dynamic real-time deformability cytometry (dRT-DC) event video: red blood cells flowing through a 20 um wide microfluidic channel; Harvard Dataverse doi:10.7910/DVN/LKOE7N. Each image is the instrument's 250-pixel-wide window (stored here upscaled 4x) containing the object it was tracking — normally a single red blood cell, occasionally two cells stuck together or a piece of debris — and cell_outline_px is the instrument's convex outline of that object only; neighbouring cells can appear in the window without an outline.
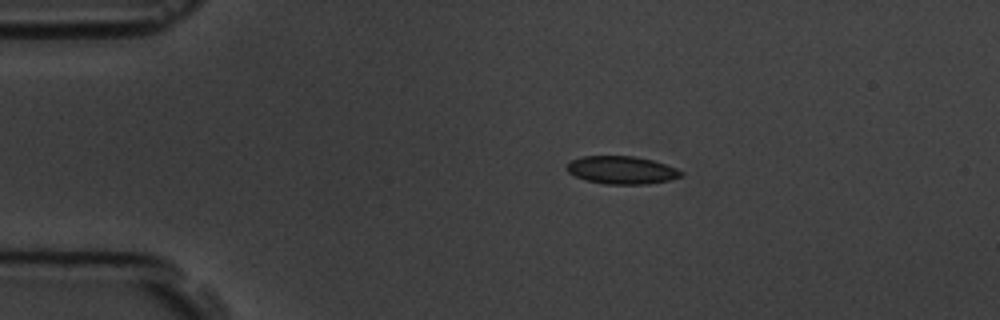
{"species": "common noctule bat (a hibernating species)", "species_latin": "Nyctalus noctula", "temperature_condition": "room temperature", "stored_images_in_passage": 5, "camera_frame_rate_fps": 3000, "um_per_image_px": 0.085, "animal": {"sex": "male", "body_mass_g": 19.5, "forearm_length_mm": 54.6}, "frame": {"image": 1, "passage_image": 1, "time_ms": 0.0, "image_size_px": [1000, 320], "cell_outline_px": [[684, 172], [680, 176], [668, 180], [644, 184], [604, 184], [588, 180], [576, 176], [568, 172], [564, 168], [572, 160], [584, 156], [632, 156], [652, 160], [676, 168]], "centroid_in_image_um": [52.82, 14.45], "position_along_channel_um": 32.2, "area_um2": 18.26}}
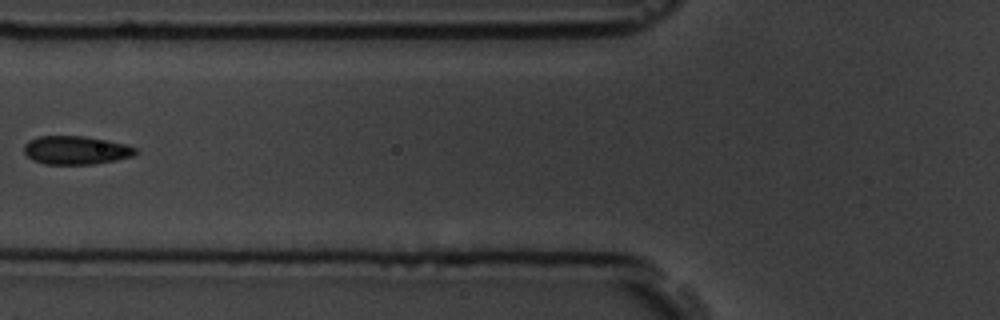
{"frame": {"image": 2, "passage_image": 4, "time_ms": 3.667, "image_size_px": [1000, 320], "cell_outline_px": [[136, 152], [132, 156], [116, 160], [92, 164], [44, 164], [32, 160], [24, 152], [24, 144], [28, 140], [40, 136], [84, 136], [108, 140], [124, 144], [136, 148]], "centroid_in_image_um": [6.42, 12.76], "position_along_channel_um": 119.4, "area_um2": 18.44}}
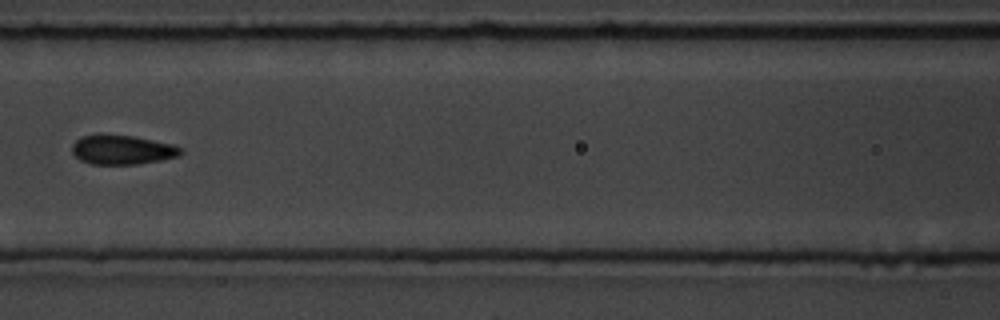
{"frame": {"image": 3, "passage_image": 5, "time_ms": 4.667, "image_size_px": [1000, 320], "cell_outline_px": [[184, 152], [180, 156], [160, 160], [136, 164], [92, 164], [80, 160], [72, 152], [72, 144], [76, 140], [84, 136], [100, 132], [132, 136], [172, 144], [180, 148]], "centroid_in_image_um": [10.36, 12.71], "position_along_channel_um": 156.2, "area_um2": 18.79}}